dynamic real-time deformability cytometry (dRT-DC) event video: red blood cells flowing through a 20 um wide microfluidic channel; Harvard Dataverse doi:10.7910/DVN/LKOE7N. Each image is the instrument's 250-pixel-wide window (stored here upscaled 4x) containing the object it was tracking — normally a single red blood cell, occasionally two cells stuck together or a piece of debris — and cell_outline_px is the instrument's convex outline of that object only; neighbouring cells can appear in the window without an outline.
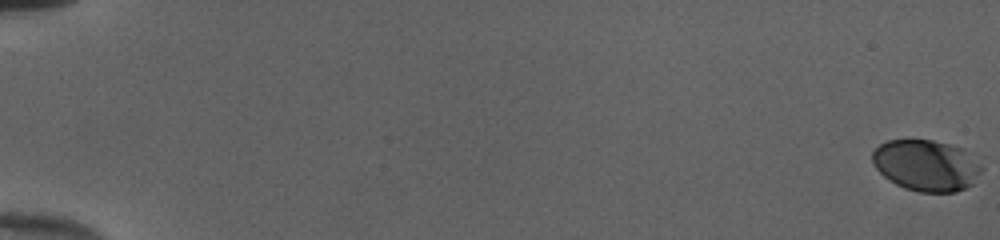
{"species": "human", "species_latin": "Homo sapiens", "temperature_condition": "cold", "stored_images_in_passage": 54, "camera_frame_rate_fps": 3000, "um_per_image_px": 0.085, "donor": {"sex": "female"}, "frame": {"image": 1, "passage_image": 1, "time_ms": 0.0, "image_size_px": [1000, 240], "cell_outline_px": [[984, 168], [972, 184], [956, 192], [920, 192], [904, 188], [888, 180], [872, 164], [872, 152], [880, 144], [888, 140], [932, 140], [964, 148]], "centroid_in_image_um": [78.73, 14.06], "position_along_channel_um": 6.3, "area_um2": 32.66}}
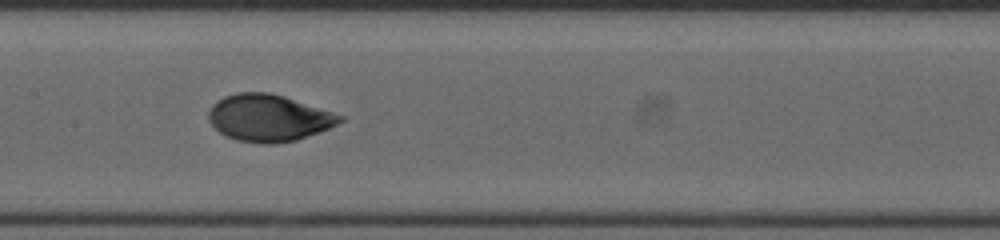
{"frame": {"image": 2, "passage_image": 30, "time_ms": 9.667, "image_size_px": [1000, 240], "cell_outline_px": [[344, 120], [328, 128], [296, 140], [276, 144], [264, 144], [236, 140], [220, 132], [208, 120], [208, 112], [212, 104], [224, 96], [236, 92], [268, 92], [284, 96], [344, 116]], "centroid_in_image_um": [22.81, 10.02], "position_along_channel_um": 184.6, "area_um2": 35.66}}
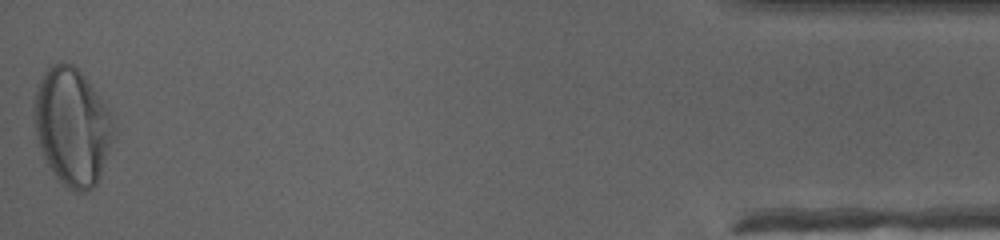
{"frame": {"image": 3, "passage_image": 54, "time_ms": 17.667, "image_size_px": [1000, 240], "cell_outline_px": [[116, 132], [100, 176], [96, 184], [88, 192], [72, 192], [56, 176], [48, 164], [44, 156], [36, 136], [32, 112], [32, 100], [36, 84], [44, 72], [52, 64], [60, 60], [72, 64], [84, 76], [108, 108], [112, 116], [116, 128]], "centroid_in_image_um": [6.12, 10.74], "position_along_channel_um": 429.1, "area_um2": 54.97}, "authors_computed_cell_mechanics": {"area_um2": 34.9979, "velocity_mm_per_s": 4.0158, "shape_relaxation_time_tau1_ms": 3.6115, "shape_relaxation_time_tau2_ms": null, "deformation_change_tau1": 0.1684, "deformation_change_tau2": null}}